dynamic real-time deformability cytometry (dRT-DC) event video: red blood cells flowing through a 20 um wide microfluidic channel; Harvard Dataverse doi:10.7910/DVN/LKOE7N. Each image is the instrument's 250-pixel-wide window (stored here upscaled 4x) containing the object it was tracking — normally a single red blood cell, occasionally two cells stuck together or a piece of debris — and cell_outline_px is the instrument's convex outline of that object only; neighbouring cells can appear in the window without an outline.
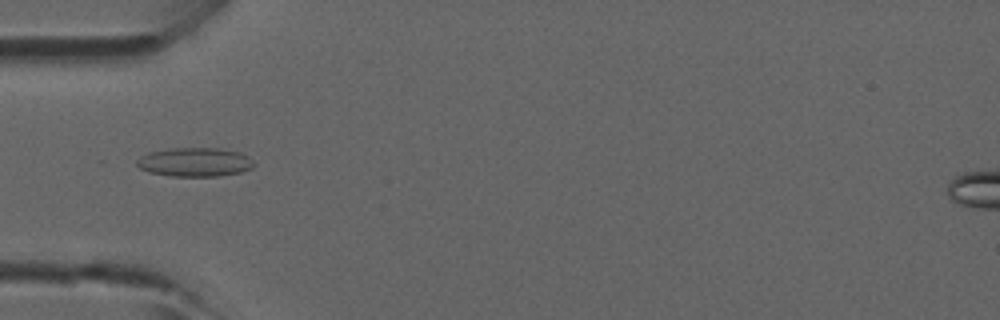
{"species": "common noctule bat (a hibernating species)", "species_latin": "Nyctalus noctula", "temperature_condition": "room temperature", "stored_images_in_passage": 4, "camera_frame_rate_fps": 3000, "um_per_image_px": 0.085, "animal": {"sex": "male", "forearm_length_mm": 52.5}, "frame": {"image": 1, "passage_image": 4, "time_ms": 1.0, "image_size_px": [1000, 320], "cell_outline_px": [[256, 164], [252, 168], [240, 172], [216, 176], [172, 176], [148, 172], [140, 168], [136, 164], [136, 160], [140, 156], [148, 152], [172, 148], [220, 148], [240, 152], [248, 156]], "centroid_in_image_um": [16.55, 13.77], "position_along_channel_um": 68.4, "area_um2": 19.83}}